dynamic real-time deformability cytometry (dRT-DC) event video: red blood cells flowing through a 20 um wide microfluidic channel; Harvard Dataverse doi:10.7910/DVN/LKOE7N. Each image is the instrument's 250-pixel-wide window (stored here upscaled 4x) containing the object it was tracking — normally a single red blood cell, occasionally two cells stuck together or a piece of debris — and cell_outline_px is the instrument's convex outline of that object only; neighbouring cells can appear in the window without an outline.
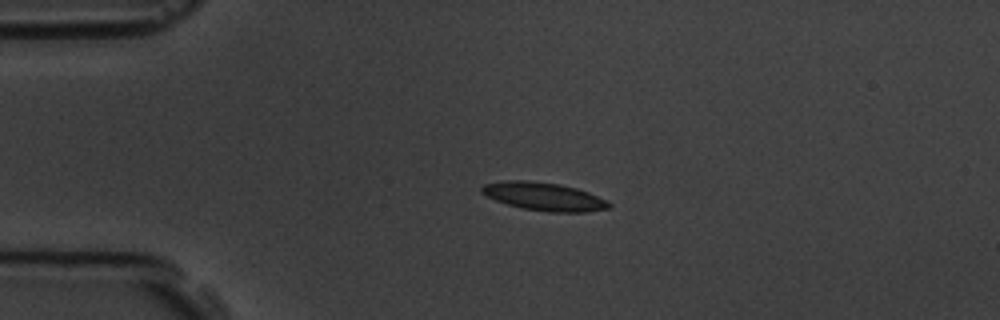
{"species": "common noctule bat (a hibernating species)", "species_latin": "Nyctalus noctula", "temperature_condition": "room temperature", "stored_images_in_passage": 4, "camera_frame_rate_fps": 3000, "um_per_image_px": 0.085, "animal": {"sex": "male", "body_mass_g": 19.5, "forearm_length_mm": 54.6}, "frame": {"image": 1, "passage_image": 3, "time_ms": 3.0, "image_size_px": [1000, 320], "cell_outline_px": [[612, 208], [584, 212], [552, 212], [520, 208], [496, 200], [480, 192], [480, 188], [484, 184], [504, 180], [528, 180], [560, 184], [576, 188], [588, 192], [608, 200], [612, 204]], "centroid_in_image_um": [46.26, 16.7], "position_along_channel_um": 38.7, "area_um2": 20.98}}